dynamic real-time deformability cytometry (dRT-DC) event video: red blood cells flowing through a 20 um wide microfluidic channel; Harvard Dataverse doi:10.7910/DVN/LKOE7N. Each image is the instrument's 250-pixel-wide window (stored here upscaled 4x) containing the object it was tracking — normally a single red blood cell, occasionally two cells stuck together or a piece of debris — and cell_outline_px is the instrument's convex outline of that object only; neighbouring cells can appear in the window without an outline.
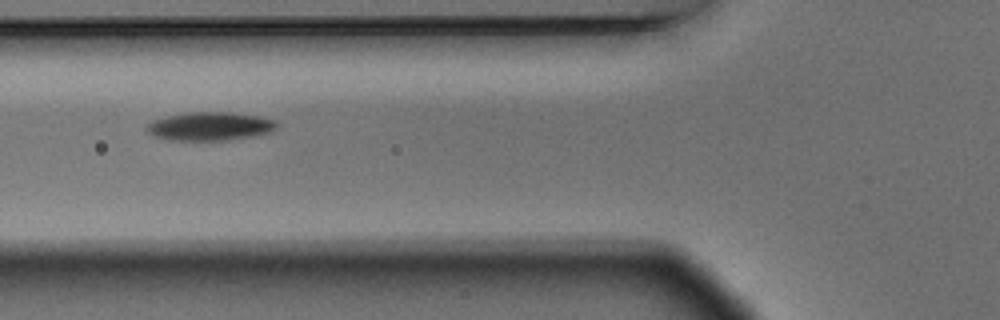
{"species": "Egyptian fruit bat (a non-hibernating species)", "species_latin": "Rousettus aegyptiacus", "temperature_condition": "warm", "stored_images_in_passage": 7, "camera_frame_rate_fps": 3000, "um_per_image_px": 0.085, "animal": {"sex": "male"}, "frame": {"image": 1, "passage_image": 3, "time_ms": 0.667, "image_size_px": [1000, 320], "cell_outline_px": [[280, 124], [272, 132], [252, 136], [224, 140], [172, 140], [156, 136], [148, 132], [144, 128], [152, 120], [168, 116], [188, 112], [232, 112], [260, 116], [276, 120]], "centroid_in_image_um": [17.9, 10.72], "position_along_channel_um": 107.9, "area_um2": 21.62}}
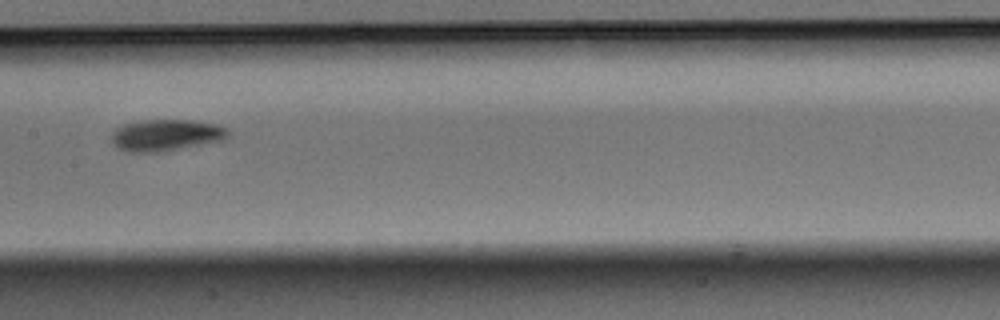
{"frame": {"image": 2, "passage_image": 5, "time_ms": 1.333, "image_size_px": [1000, 320], "cell_outline_px": [[228, 136], [220, 140], [156, 152], [128, 152], [116, 148], [112, 144], [112, 132], [120, 124], [140, 120], [196, 120], [216, 124], [228, 128]], "centroid_in_image_um": [14.03, 11.46], "position_along_channel_um": 193.4, "area_um2": 21.33}}
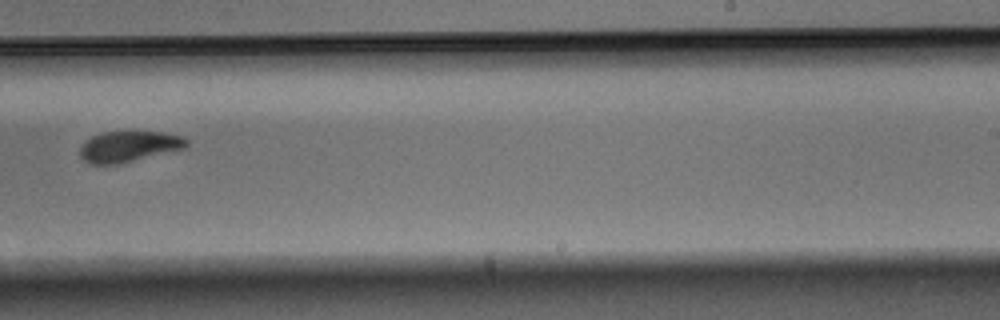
{"frame": {"image": 3, "passage_image": 7, "time_ms": 2.0, "image_size_px": [1000, 320], "cell_outline_px": [[188, 144], [184, 148], [116, 164], [88, 164], [80, 156], [80, 148], [84, 140], [100, 132], [164, 132], [184, 136], [188, 140]], "centroid_in_image_um": [10.92, 12.43], "position_along_channel_um": 278.1, "area_um2": 19.02}}